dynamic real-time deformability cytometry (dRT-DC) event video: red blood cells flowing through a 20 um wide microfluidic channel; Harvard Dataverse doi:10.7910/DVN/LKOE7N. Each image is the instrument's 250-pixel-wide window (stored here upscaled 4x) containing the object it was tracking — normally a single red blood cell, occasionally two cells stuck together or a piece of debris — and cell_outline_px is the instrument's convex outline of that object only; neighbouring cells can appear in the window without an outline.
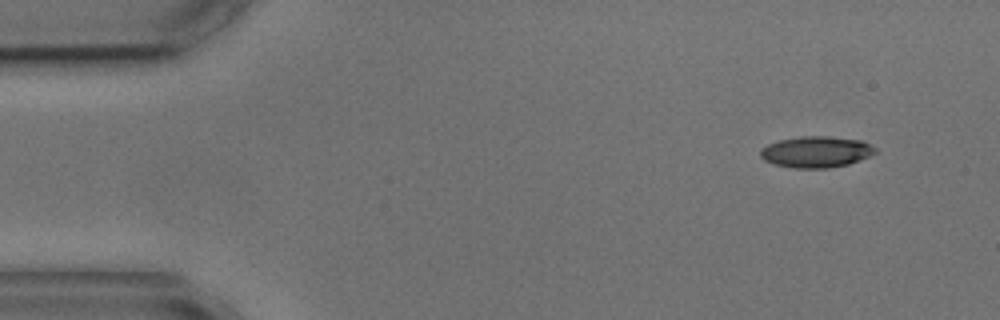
{"species": "common noctule bat (a hibernating species)", "species_latin": "Nyctalus noctula", "temperature_condition": "cold", "stored_images_in_passage": 4, "camera_frame_rate_fps": 3000, "um_per_image_px": 0.085, "animal": {"sex": "male", "body_mass_g": 17.9, "forearm_length_mm": 54.2}, "frame": {"image": 1, "passage_image": 1, "time_ms": 0.0, "image_size_px": [1000, 320], "cell_outline_px": [[876, 152], [860, 160], [848, 164], [828, 168], [792, 168], [772, 164], [764, 160], [760, 156], [760, 148], [768, 144], [780, 140], [800, 136], [828, 136], [860, 140], [876, 148]], "centroid_in_image_um": [69.33, 12.91], "position_along_channel_um": 15.7, "area_um2": 20.92}}
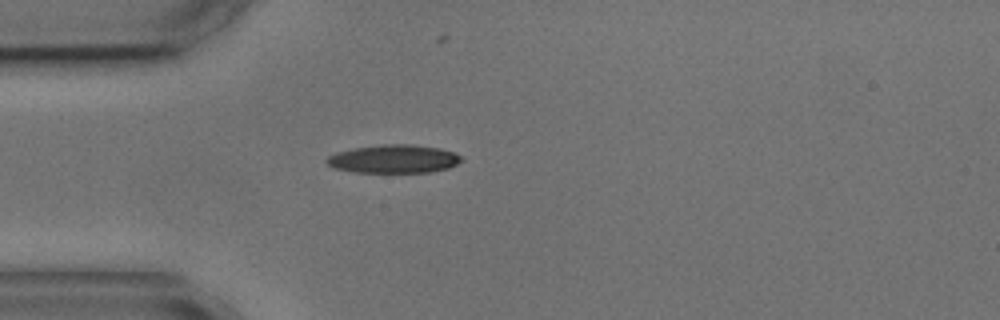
{"frame": {"image": 2, "passage_image": 3, "time_ms": 3.333, "image_size_px": [1000, 320], "cell_outline_px": [[464, 160], [448, 168], [428, 172], [352, 172], [332, 168], [324, 160], [328, 156], [336, 152], [352, 148], [384, 144], [412, 144], [440, 148], [456, 152]], "centroid_in_image_um": [33.45, 13.5], "position_along_channel_um": 51.6, "area_um2": 22.43}}